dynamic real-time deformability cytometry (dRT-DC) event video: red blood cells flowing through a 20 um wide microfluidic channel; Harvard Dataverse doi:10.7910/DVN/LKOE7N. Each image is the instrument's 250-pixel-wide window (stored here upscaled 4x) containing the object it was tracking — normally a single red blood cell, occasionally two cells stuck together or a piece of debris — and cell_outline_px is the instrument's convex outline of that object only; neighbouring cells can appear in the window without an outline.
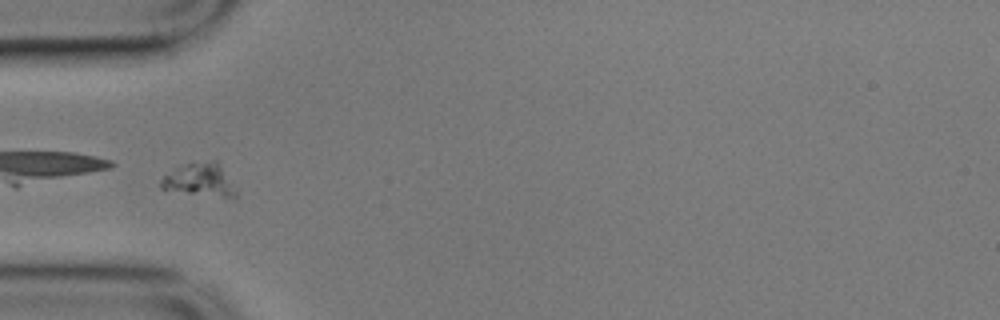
{"species": "common noctule bat (a hibernating species)", "species_latin": "Nyctalus noctula", "temperature_condition": "cold", "stored_images_in_passage": 41, "segment_of_instrument_passage": [2, 2], "camera_frame_rate_fps": 3000, "um_per_image_px": 0.085, "animal": {"sex": "male", "body_mass_g": 17.9}, "frame": {"image": 1, "passage_image": 13, "time_ms": 4.0, "image_size_px": [1000, 320], "cell_outline_px": [[236, 196], [224, 196], [188, 192], [160, 188], [160, 180], [164, 176], [176, 168], [184, 164], [212, 160], [216, 160], [220, 164], [236, 192]], "centroid_in_image_um": [16.95, 15.24], "position_along_channel_um": 68.1, "area_um2": 13.58}}
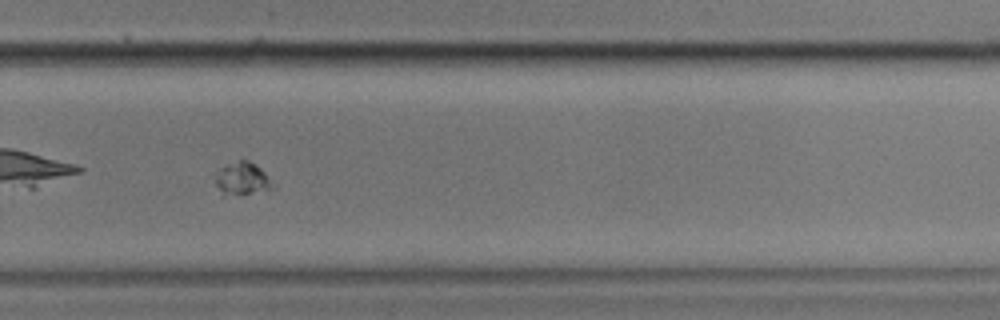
{"frame": {"image": 2, "passage_image": 34, "time_ms": 11.0, "image_size_px": [1000, 320], "cell_outline_px": [[276, 184], [272, 188], [240, 196], [224, 196], [216, 184], [212, 172], [228, 164], [240, 160], [248, 160], [256, 164]], "centroid_in_image_um": [20.55, 15.21], "position_along_channel_um": 309.2, "area_um2": 11.33}}
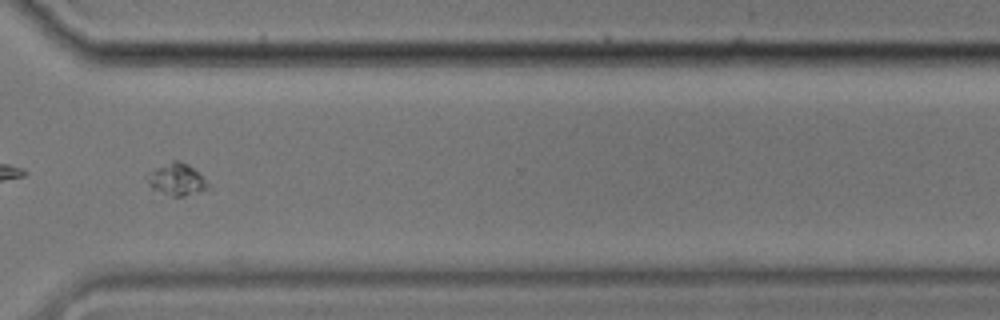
{"frame": {"image": 3, "passage_image": 38, "time_ms": 12.333, "image_size_px": [1000, 320], "cell_outline_px": [[208, 188], [200, 192], [184, 196], [172, 196], [152, 188], [148, 184], [144, 176], [156, 168], [172, 160], [176, 160], [188, 164], [208, 184]], "centroid_in_image_um": [14.97, 15.25], "position_along_channel_um": 355.6, "area_um2": 11.04}}